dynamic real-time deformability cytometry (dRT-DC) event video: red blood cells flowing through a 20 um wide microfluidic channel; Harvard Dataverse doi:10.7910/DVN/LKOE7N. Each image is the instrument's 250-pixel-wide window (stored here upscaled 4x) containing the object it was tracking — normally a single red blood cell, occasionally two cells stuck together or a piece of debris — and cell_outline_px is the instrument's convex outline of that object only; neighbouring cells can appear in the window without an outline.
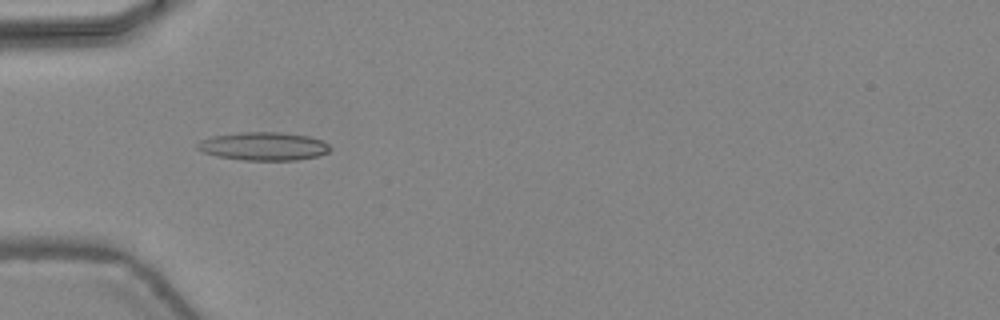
{"species": "common noctule bat (a hibernating species)", "species_latin": "Nyctalus noctula", "temperature_condition": "warm", "stored_images_in_passage": 40, "camera_frame_rate_fps": 3000, "um_per_image_px": 0.085, "animal": {"sex": "female", "body_mass_g": 24.6, "forearm_length_mm": 56.2}, "frame": {"image": 1, "passage_image": 9, "time_ms": 2.667, "image_size_px": [1000, 320], "cell_outline_px": [[332, 148], [328, 152], [316, 156], [296, 160], [244, 160], [216, 156], [204, 152], [196, 148], [196, 144], [200, 140], [212, 136], [240, 132], [280, 132], [308, 136], [324, 140]], "centroid_in_image_um": [22.4, 12.42], "position_along_channel_um": 62.6, "area_um2": 21.91}}
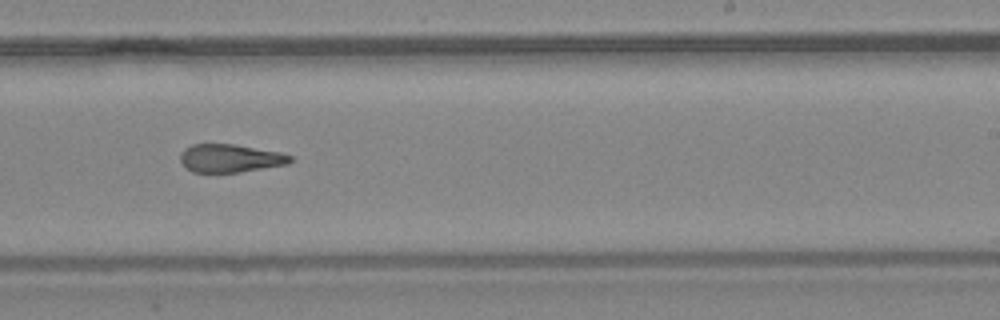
{"frame": {"image": 2, "passage_image": 23, "time_ms": 7.333, "image_size_px": [1000, 320], "cell_outline_px": [[292, 160], [288, 164], [240, 172], [192, 172], [180, 160], [180, 152], [184, 148], [192, 144], [236, 144], [280, 152], [292, 156]], "centroid_in_image_um": [19.57, 13.44], "position_along_channel_um": 269.4, "area_um2": 18.03}}
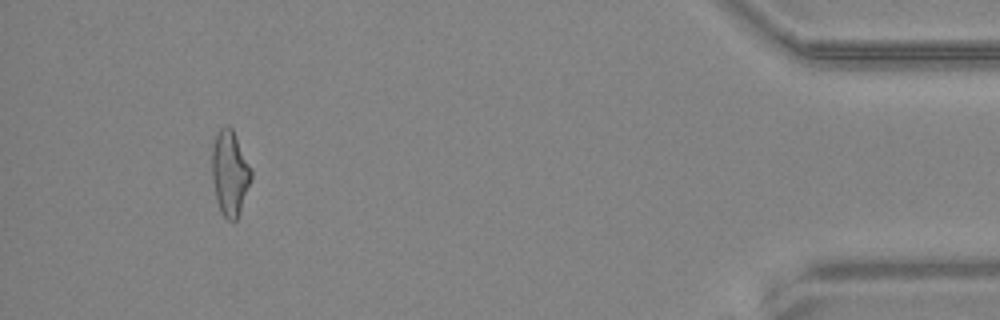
{"frame": {"image": 3, "passage_image": 37, "time_ms": 12.0, "image_size_px": [1000, 320], "cell_outline_px": [[252, 180], [240, 212], [236, 220], [228, 220], [220, 212], [216, 200], [212, 180], [212, 144], [220, 128], [224, 124], [228, 124], [232, 128], [252, 168]], "centroid_in_image_um": [19.54, 14.7], "position_along_channel_um": 415.7, "area_um2": 19.77}, "authors_computed_cell_mechanics": {"area_um2": 19.5075, "velocity_mm_per_s": 4.4986, "shape_relaxation_time_tau1_ms": null, "shape_relaxation_time_tau2_ms": 2.3924, "deformation_change_tau1": null, "deformation_change_tau2": 0.1298}}